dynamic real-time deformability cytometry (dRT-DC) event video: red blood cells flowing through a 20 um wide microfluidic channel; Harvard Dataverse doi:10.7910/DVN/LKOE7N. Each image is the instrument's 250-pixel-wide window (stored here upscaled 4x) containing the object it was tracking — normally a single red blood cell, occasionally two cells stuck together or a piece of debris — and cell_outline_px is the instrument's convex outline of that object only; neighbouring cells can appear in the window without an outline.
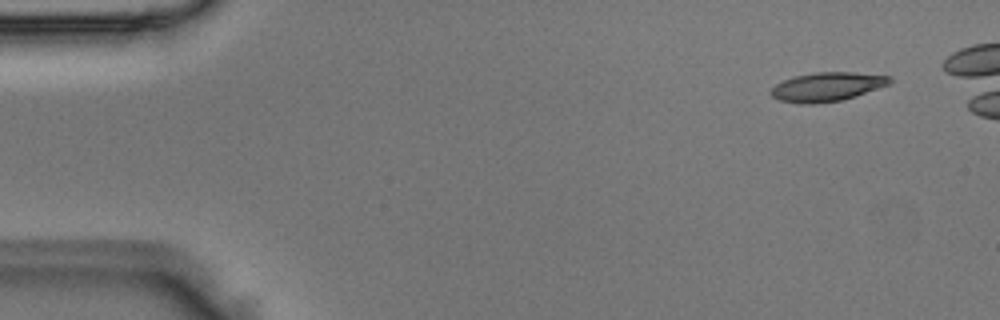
{"species": "Egyptian fruit bat (a non-hibernating species)", "species_latin": "Rousettus aegyptiacus", "temperature_condition": "room temperature", "stored_images_in_passage": 4, "camera_frame_rate_fps": 3000, "um_per_image_px": 0.085, "animal": {"sex": "male"}, "frame": {"image": 1, "passage_image": 2, "time_ms": 0.333, "image_size_px": [1000, 320], "cell_outline_px": [[892, 84], [856, 96], [840, 100], [812, 104], [796, 104], [780, 100], [772, 96], [768, 92], [776, 84], [784, 80], [796, 76], [816, 72], [852, 72], [892, 76]], "centroid_in_image_um": [70.33, 7.38], "position_along_channel_um": 14.7, "area_um2": 20.17}}